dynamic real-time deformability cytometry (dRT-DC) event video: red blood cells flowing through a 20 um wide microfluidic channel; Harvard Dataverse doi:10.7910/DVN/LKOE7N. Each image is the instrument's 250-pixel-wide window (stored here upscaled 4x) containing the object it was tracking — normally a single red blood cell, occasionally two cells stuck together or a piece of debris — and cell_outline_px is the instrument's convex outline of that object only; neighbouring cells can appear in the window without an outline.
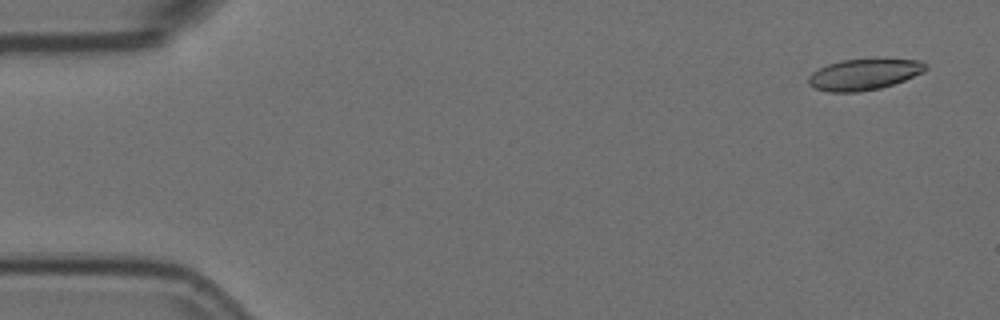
{"species": "Egyptian fruit bat (a non-hibernating species)", "species_latin": "Rousettus aegyptiacus", "temperature_condition": "room temperature", "stored_images_in_passage": 5, "camera_frame_rate_fps": 3000, "um_per_image_px": 0.085, "animal": {"sex": "female"}, "frame": {"image": 1, "passage_image": 1, "time_ms": 0.0, "image_size_px": [1000, 320], "cell_outline_px": [[928, 68], [924, 72], [904, 80], [880, 88], [856, 92], [828, 92], [812, 88], [808, 84], [808, 76], [812, 72], [828, 64], [840, 60], [924, 60], [928, 64]], "centroid_in_image_um": [73.42, 6.34], "position_along_channel_um": 11.6, "area_um2": 21.1}}
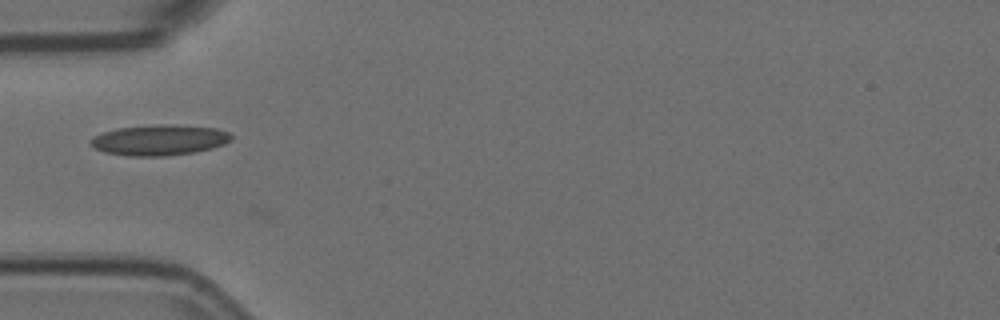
{"frame": {"image": 2, "passage_image": 5, "time_ms": 1.333, "image_size_px": [1000, 320], "cell_outline_px": [[232, 140], [224, 144], [212, 148], [192, 152], [164, 156], [128, 156], [104, 152], [88, 144], [88, 140], [92, 136], [104, 132], [120, 128], [160, 124], [172, 124], [216, 128], [228, 132], [232, 136]], "centroid_in_image_um": [13.52, 11.9], "position_along_channel_um": 71.5, "area_um2": 25.09}}